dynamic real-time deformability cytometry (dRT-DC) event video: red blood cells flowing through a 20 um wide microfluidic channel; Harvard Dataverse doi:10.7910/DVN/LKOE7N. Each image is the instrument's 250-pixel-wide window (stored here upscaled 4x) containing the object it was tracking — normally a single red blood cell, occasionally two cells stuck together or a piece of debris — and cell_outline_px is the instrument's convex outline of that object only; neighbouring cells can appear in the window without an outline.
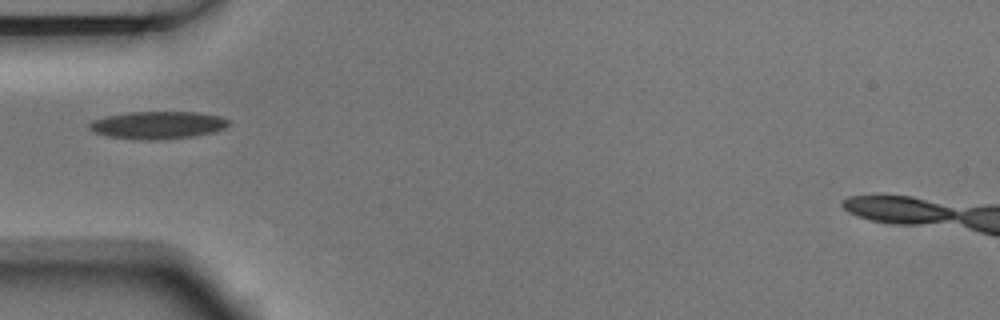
{"species": "Egyptian fruit bat (a non-hibernating species)", "species_latin": "Rousettus aegyptiacus", "temperature_condition": "room temperature", "stored_images_in_passage": 1, "camera_frame_rate_fps": 3000, "um_per_image_px": 0.085, "animal": {"sex": "male"}, "frame": {"image": 1, "passage_image": 1, "time_ms": 0.0, "image_size_px": [1000, 320], "cell_outline_px": [[228, 124], [224, 128], [216, 132], [192, 136], [160, 140], [140, 140], [108, 136], [96, 132], [88, 128], [88, 124], [92, 120], [104, 116], [128, 112], [200, 112], [220, 116], [228, 120]], "centroid_in_image_um": [13.39, 10.63], "position_along_channel_um": 71.6, "area_um2": 22.48}}